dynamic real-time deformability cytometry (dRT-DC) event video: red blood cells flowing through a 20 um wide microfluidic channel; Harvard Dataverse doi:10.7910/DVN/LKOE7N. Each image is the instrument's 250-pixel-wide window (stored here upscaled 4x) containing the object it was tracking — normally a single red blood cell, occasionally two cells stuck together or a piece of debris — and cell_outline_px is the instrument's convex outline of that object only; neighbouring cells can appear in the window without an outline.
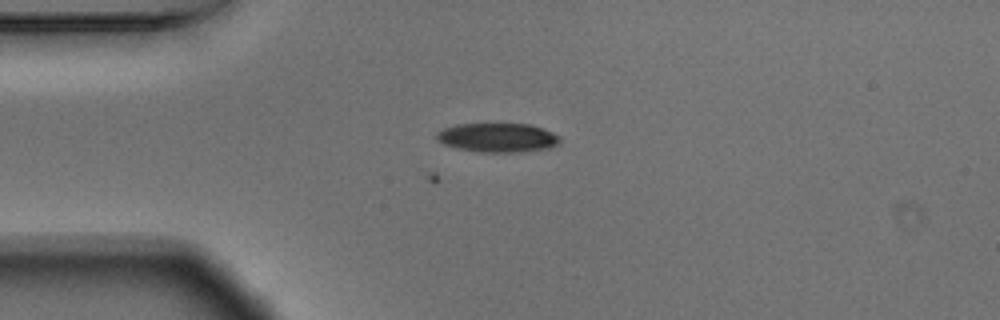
{"species": "Egyptian fruit bat (a non-hibernating species)", "species_latin": "Rousettus aegyptiacus", "temperature_condition": "warm", "stored_images_in_passage": 2, "camera_frame_rate_fps": 3000, "um_per_image_px": 0.085, "animal": {"sex": "male"}, "frame": {"image": 1, "passage_image": 2, "time_ms": 0.333, "image_size_px": [1000, 320], "cell_outline_px": [[560, 144], [548, 148], [520, 152], [480, 152], [456, 148], [444, 144], [436, 140], [436, 132], [444, 128], [456, 124], [528, 124], [544, 128], [560, 136]], "centroid_in_image_um": [42.3, 11.7], "position_along_channel_um": 42.7, "area_um2": 21.04}}